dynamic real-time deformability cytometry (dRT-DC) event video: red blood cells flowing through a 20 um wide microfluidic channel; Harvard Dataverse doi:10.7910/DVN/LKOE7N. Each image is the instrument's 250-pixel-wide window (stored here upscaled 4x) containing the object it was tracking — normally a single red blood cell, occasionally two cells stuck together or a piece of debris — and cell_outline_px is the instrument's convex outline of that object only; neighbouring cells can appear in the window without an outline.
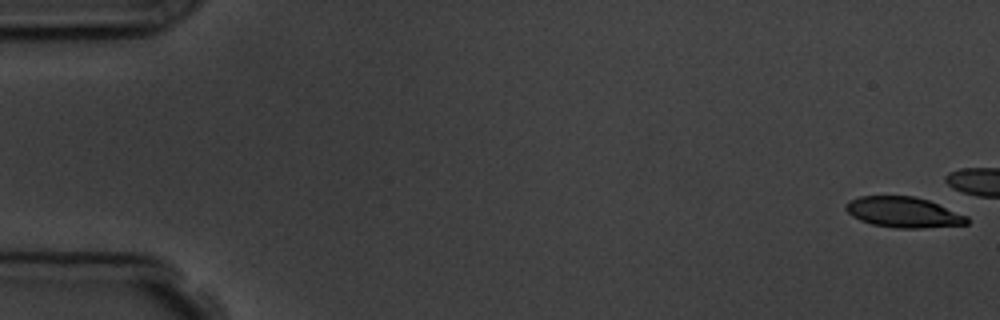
{"species": "common noctule bat (a hibernating species)", "species_latin": "Nyctalus noctula", "temperature_condition": "room temperature", "stored_images_in_passage": 4, "camera_frame_rate_fps": 3000, "um_per_image_px": 0.085, "animal": {"sex": "male", "body_mass_g": 19.5, "forearm_length_mm": 54.6}, "frame": {"image": 1, "passage_image": 1, "time_ms": 0.0, "image_size_px": [1000, 320], "cell_outline_px": [[968, 224], [920, 228], [896, 228], [872, 224], [860, 220], [852, 216], [844, 208], [844, 204], [848, 200], [860, 196], [916, 196], [928, 200], [968, 216]], "centroid_in_image_um": [76.76, 18.03], "position_along_channel_um": 8.2, "area_um2": 21.62}}